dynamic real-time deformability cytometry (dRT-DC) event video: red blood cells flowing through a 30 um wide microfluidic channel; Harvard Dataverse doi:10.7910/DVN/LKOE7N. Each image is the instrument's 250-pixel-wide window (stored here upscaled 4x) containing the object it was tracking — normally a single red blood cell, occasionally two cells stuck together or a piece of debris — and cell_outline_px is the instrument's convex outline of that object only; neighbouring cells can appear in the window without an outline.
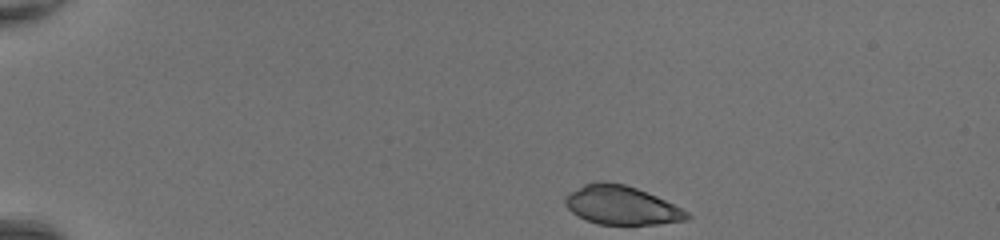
{"species": "common noctule bat (a hibernating species)", "species_latin": "Nyctalus noctula", "temperature_condition": "room temperature", "stored_images_in_passage": 40, "camera_frame_rate_fps": 3000, "um_per_image_px": 0.085, "animal": {"sex": "female", "body_mass_g": 20.0, "forearm_length_mm": 54.0}, "frame": {"image": 1, "passage_image": 1, "time_ms": 0.0, "image_size_px": [1000, 240], "cell_outline_px": [[692, 216], [688, 220], [656, 224], [596, 224], [572, 212], [564, 204], [564, 196], [584, 184], [600, 180], [604, 180], [624, 184], [636, 188], [656, 196], [688, 212]], "centroid_in_image_um": [52.81, 17.43], "position_along_channel_um": 32.2, "area_um2": 27.34}}
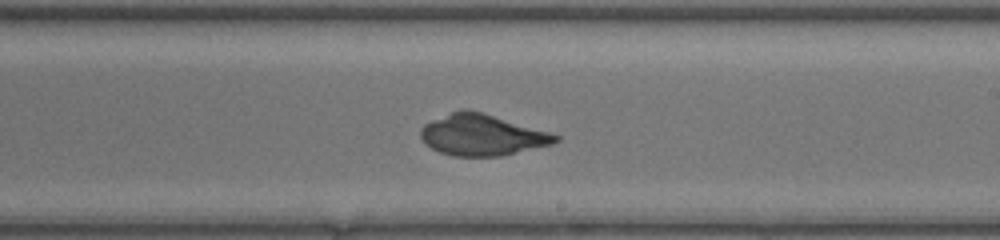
{"frame": {"image": 2, "passage_image": 22, "time_ms": 7.0, "image_size_px": [1000, 240], "cell_outline_px": [[560, 140], [552, 144], [500, 156], [452, 156], [440, 152], [424, 144], [420, 136], [420, 128], [424, 124], [432, 120], [460, 108], [468, 108], [484, 112], [548, 132], [560, 136]], "centroid_in_image_um": [40.93, 11.46], "position_along_channel_um": 248.1, "area_um2": 32.43}}
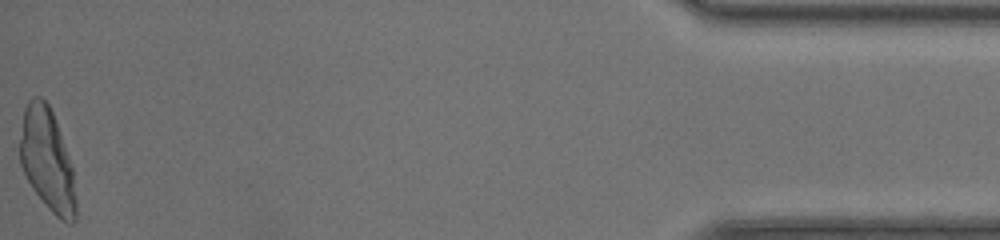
{"frame": {"image": 3, "passage_image": 40, "time_ms": 13.0, "image_size_px": [1000, 240], "cell_outline_px": [[76, 220], [72, 224], [60, 220], [48, 208], [32, 188], [20, 164], [20, 140], [24, 108], [28, 100], [32, 96], [40, 96], [48, 104], [52, 112], [68, 156], [72, 168], [76, 204]], "centroid_in_image_um": [4.0, 13.61], "position_along_channel_um": 431.2, "area_um2": 32.95}}